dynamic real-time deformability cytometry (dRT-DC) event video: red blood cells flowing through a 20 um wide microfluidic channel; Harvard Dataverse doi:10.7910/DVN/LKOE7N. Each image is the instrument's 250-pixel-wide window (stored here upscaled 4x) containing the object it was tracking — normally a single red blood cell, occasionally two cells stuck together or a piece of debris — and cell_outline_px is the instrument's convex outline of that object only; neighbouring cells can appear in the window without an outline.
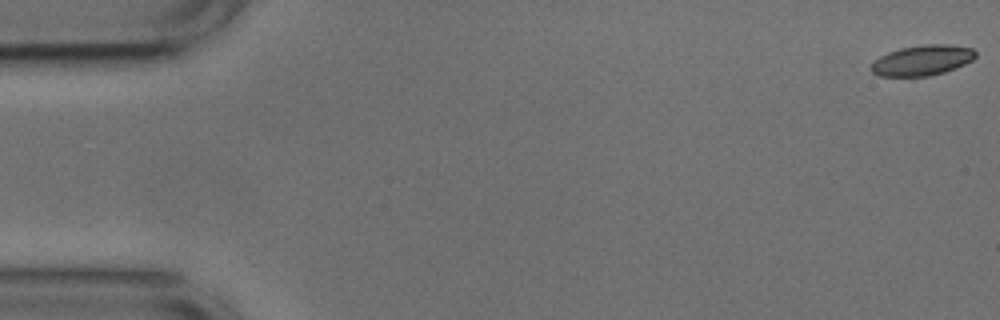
{"species": "common noctule bat (a hibernating species)", "species_latin": "Nyctalus noctula", "temperature_condition": "cold", "stored_images_in_passage": 13, "camera_frame_rate_fps": 3000, "um_per_image_px": 0.085, "animal": {"sex": "male", "body_mass_g": 17.9, "forearm_length_mm": 54.2}, "frame": {"image": 1, "passage_image": 1, "time_ms": 0.0, "image_size_px": [1000, 320], "cell_outline_px": [[976, 56], [972, 60], [956, 68], [944, 72], [928, 76], [880, 76], [872, 72], [868, 68], [872, 60], [888, 52], [900, 48], [924, 44], [948, 44], [972, 48], [976, 52]], "centroid_in_image_um": [78.35, 5.12], "position_along_channel_um": 6.7, "area_um2": 18.67}}
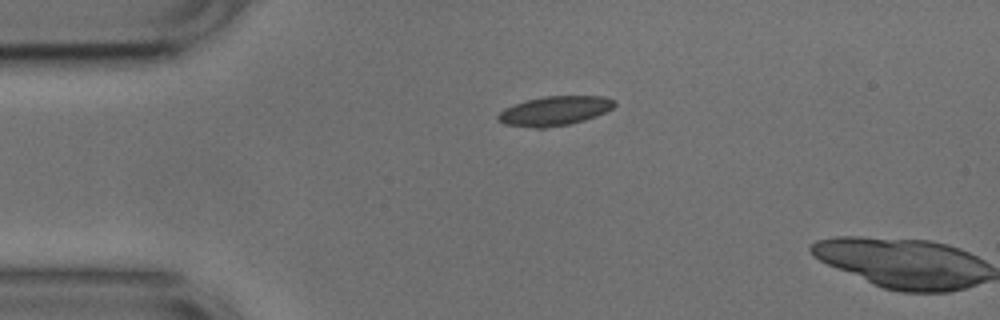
{"frame": {"image": 2, "passage_image": 12, "time_ms": 3.667, "image_size_px": [1000, 320], "cell_outline_px": [[616, 104], [612, 108], [596, 116], [584, 120], [568, 124], [544, 128], [536, 128], [504, 124], [496, 120], [496, 116], [504, 108], [528, 100], [544, 96], [604, 96], [616, 100]], "centroid_in_image_um": [47.14, 9.42], "position_along_channel_um": 37.9, "area_um2": 19.83}}